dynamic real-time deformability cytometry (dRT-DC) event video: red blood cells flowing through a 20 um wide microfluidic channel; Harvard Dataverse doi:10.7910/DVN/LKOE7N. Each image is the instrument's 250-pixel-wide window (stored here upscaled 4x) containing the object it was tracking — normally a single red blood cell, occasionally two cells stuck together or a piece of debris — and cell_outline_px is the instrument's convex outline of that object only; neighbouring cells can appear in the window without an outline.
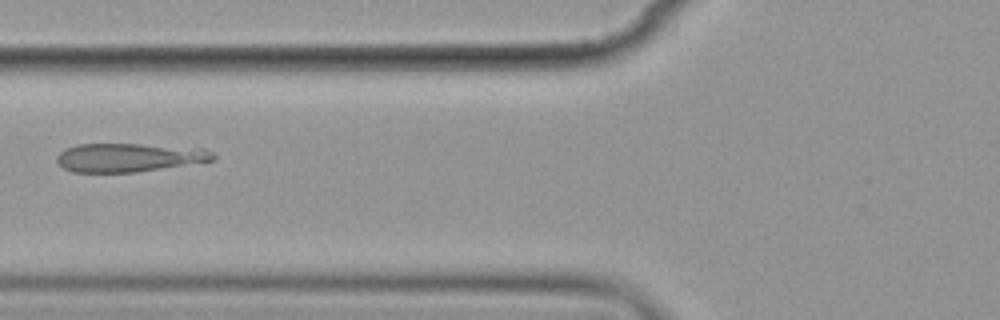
{"species": "common noctule bat (a hibernating species)", "species_latin": "Nyctalus noctula", "temperature_condition": "cold", "stored_images_in_passage": 2, "camera_frame_rate_fps": 3000, "um_per_image_px": 0.085, "animal": {"sex": "female", "body_mass_g": 19.9}, "frame": {"image": 1, "passage_image": 2, "time_ms": 1.333, "image_size_px": [1000, 320], "cell_outline_px": [[216, 160], [136, 172], [72, 172], [64, 168], [56, 160], [56, 156], [64, 148], [76, 144], [140, 144], [204, 148], [212, 152], [216, 156]], "centroid_in_image_um": [10.96, 13.38], "position_along_channel_um": 114.8, "area_um2": 26.13}}